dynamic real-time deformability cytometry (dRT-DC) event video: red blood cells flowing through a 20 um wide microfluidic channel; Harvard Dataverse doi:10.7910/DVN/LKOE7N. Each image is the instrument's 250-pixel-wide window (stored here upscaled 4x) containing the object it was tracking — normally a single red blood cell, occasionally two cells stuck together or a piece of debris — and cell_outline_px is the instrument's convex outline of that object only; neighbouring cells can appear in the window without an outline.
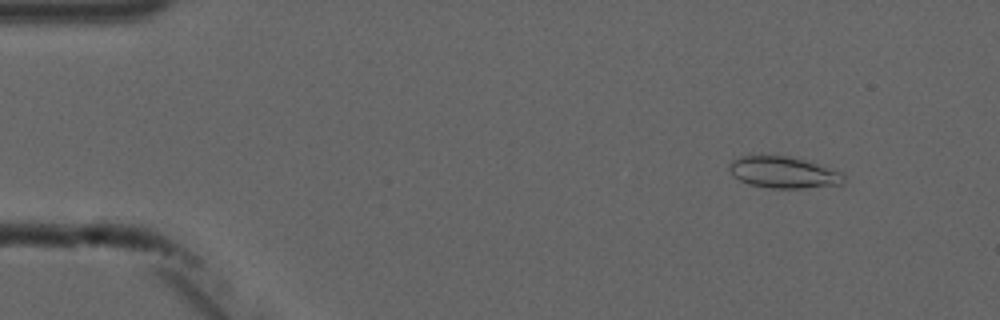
{"species": "common noctule bat (a hibernating species)", "species_latin": "Nyctalus noctula", "temperature_condition": "cold", "stored_images_in_passage": 6, "camera_frame_rate_fps": 3000, "um_per_image_px": 0.085, "animal": {"sex": "male", "forearm_length_mm": 52.5}, "frame": {"image": 1, "passage_image": 2, "time_ms": 1.0, "image_size_px": [1000, 320], "cell_outline_px": [[844, 184], [804, 188], [772, 188], [748, 184], [740, 180], [728, 168], [728, 164], [732, 160], [740, 156], [788, 156], [812, 160], [844, 172]], "centroid_in_image_um": [66.68, 14.64], "position_along_channel_um": 18.3, "area_um2": 21.39}}
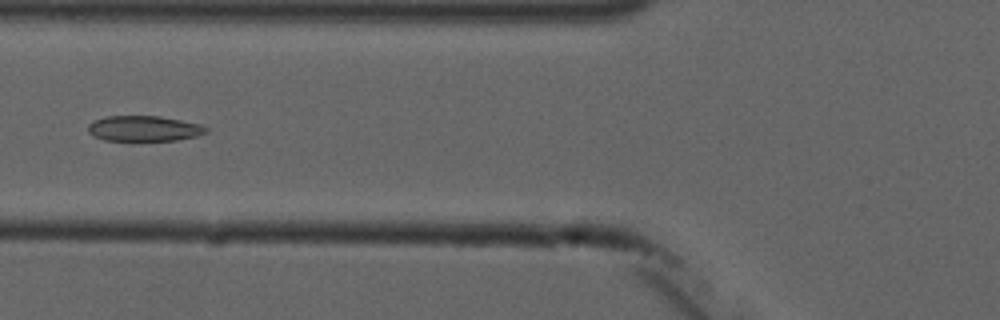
{"frame": {"image": 2, "passage_image": 6, "time_ms": 6.0, "image_size_px": [1000, 320], "cell_outline_px": [[208, 132], [196, 136], [176, 140], [104, 140], [88, 132], [88, 124], [96, 120], [108, 116], [160, 116], [200, 124], [208, 128]], "centroid_in_image_um": [12.26, 10.92], "position_along_channel_um": 113.5, "area_um2": 17.28}}